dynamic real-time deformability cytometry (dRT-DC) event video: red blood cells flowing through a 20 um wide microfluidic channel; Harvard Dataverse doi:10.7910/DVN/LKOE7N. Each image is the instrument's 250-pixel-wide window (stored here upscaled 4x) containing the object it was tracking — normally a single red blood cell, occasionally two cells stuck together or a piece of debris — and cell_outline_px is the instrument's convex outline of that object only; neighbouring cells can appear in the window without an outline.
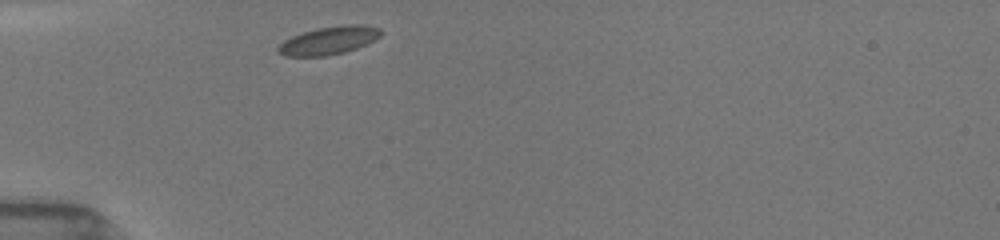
{"species": "common noctule bat (a hibernating species)", "species_latin": "Nyctalus noctula", "temperature_condition": "room temperature", "stored_images_in_passage": 5, "camera_frame_rate_fps": 3000, "um_per_image_px": 0.085, "animal": {"sex": "female", "body_mass_g": 19.5, "forearm_length_mm": 54.1}, "frame": {"image": 1, "passage_image": 1, "time_ms": 0.0, "image_size_px": [1000, 240], "cell_outline_px": [[380, 36], [368, 44], [344, 52], [324, 56], [284, 56], [276, 52], [276, 48], [284, 40], [292, 36], [316, 28], [344, 24], [364, 24], [380, 28]], "centroid_in_image_um": [27.94, 3.43], "position_along_channel_um": 57.1, "area_um2": 16.88}}